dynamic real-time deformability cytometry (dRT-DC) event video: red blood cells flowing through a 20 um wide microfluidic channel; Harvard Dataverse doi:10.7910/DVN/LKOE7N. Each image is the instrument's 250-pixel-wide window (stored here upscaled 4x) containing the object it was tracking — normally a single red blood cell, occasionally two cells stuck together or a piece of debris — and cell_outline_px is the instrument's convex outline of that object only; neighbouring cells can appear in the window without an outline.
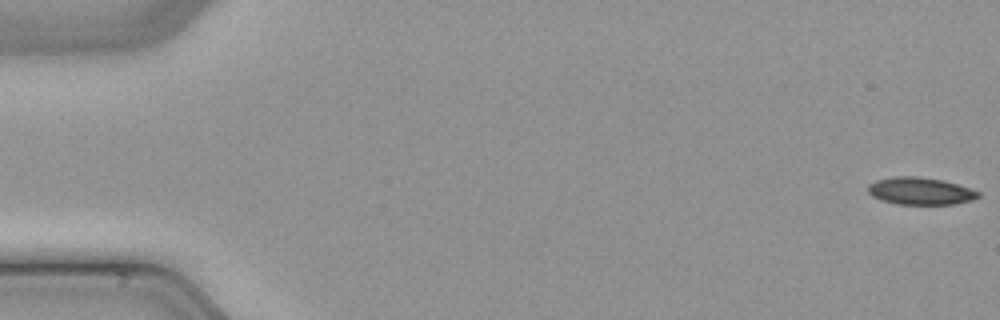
{"species": "common noctule bat (a hibernating species)", "species_latin": "Nyctalus noctula", "temperature_condition": "cold", "stored_images_in_passage": 49, "camera_frame_rate_fps": 3000, "um_per_image_px": 0.085, "animal": {"sex": "male", "body_mass_g": 21.5, "forearm_length_mm": 52.0}, "frame": {"image": 1, "passage_image": 1, "time_ms": 0.0, "image_size_px": [1000, 320], "cell_outline_px": [[980, 196], [972, 200], [956, 204], [896, 204], [880, 200], [872, 196], [868, 192], [868, 184], [876, 180], [896, 176], [920, 176], [944, 180], [980, 192]], "centroid_in_image_um": [78.21, 16.24], "position_along_channel_um": 6.8, "area_um2": 17.63}}
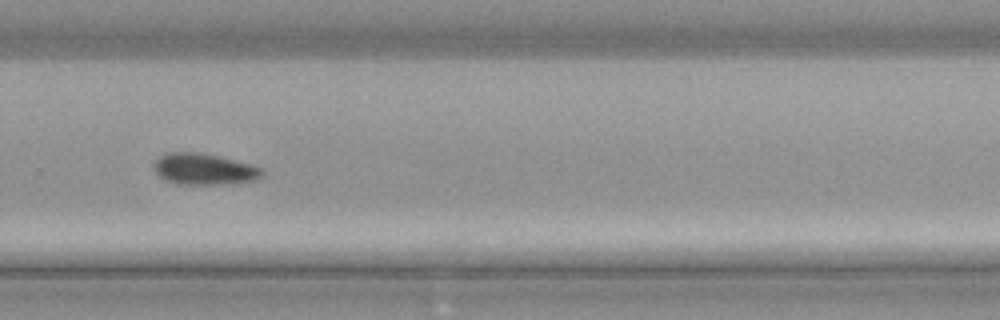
{"frame": {"image": 2, "passage_image": 34, "time_ms": 11.0, "image_size_px": [1000, 320], "cell_outline_px": [[264, 176], [260, 180], [232, 184], [176, 184], [164, 180], [156, 172], [152, 164], [160, 156], [168, 152], [192, 152], [216, 156], [252, 164], [260, 168], [264, 172]], "centroid_in_image_um": [17.38, 14.4], "position_along_channel_um": 312.4, "area_um2": 19.88}}
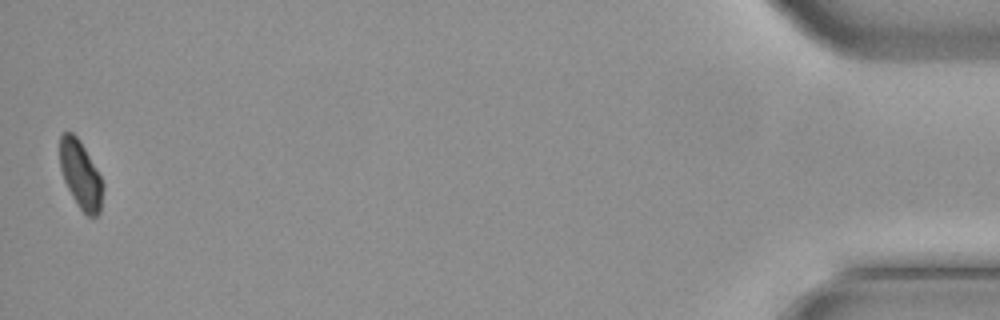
{"frame": {"image": 3, "passage_image": 49, "time_ms": 16.0, "image_size_px": [1000, 320], "cell_outline_px": [[104, 188], [100, 212], [96, 216], [88, 216], [80, 208], [72, 196], [64, 180], [60, 168], [60, 136], [64, 132], [72, 132], [76, 136], [84, 148], [100, 176], [104, 184]], "centroid_in_image_um": [6.86, 14.87], "position_along_channel_um": 428.3, "area_um2": 16.76}}